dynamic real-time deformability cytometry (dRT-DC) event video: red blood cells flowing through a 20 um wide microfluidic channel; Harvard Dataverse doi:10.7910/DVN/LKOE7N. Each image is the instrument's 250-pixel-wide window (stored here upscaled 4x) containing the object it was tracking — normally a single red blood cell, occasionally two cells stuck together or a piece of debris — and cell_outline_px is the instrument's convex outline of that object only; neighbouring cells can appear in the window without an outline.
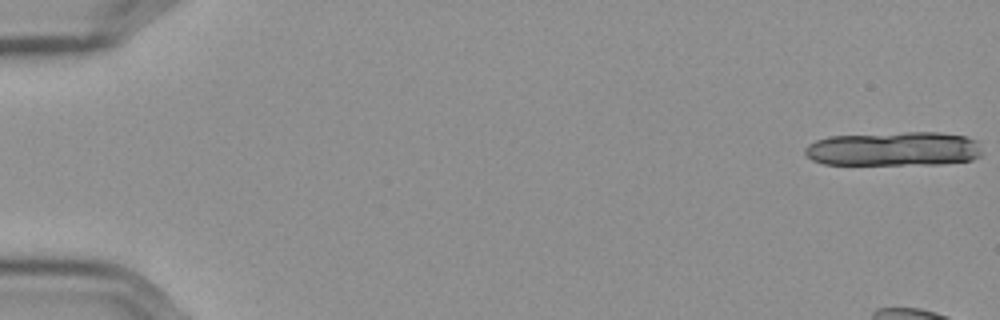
{"species": "Egyptian fruit bat (a non-hibernating species)", "species_latin": "Rousettus aegyptiacus", "temperature_condition": "cold", "stored_images_in_passage": 9, "camera_frame_rate_fps": 3000, "um_per_image_px": 0.085, "frame": {"image": 1, "passage_image": 1, "time_ms": 0.0, "image_size_px": [1000, 320], "cell_outline_px": [[980, 156], [972, 160], [940, 164], [824, 164], [812, 160], [804, 152], [804, 148], [808, 144], [816, 140], [828, 136], [904, 132], [940, 132], [964, 136], [976, 140], [980, 152]], "centroid_in_image_um": [75.95, 12.65], "position_along_channel_um": 9.1, "area_um2": 35.37}}